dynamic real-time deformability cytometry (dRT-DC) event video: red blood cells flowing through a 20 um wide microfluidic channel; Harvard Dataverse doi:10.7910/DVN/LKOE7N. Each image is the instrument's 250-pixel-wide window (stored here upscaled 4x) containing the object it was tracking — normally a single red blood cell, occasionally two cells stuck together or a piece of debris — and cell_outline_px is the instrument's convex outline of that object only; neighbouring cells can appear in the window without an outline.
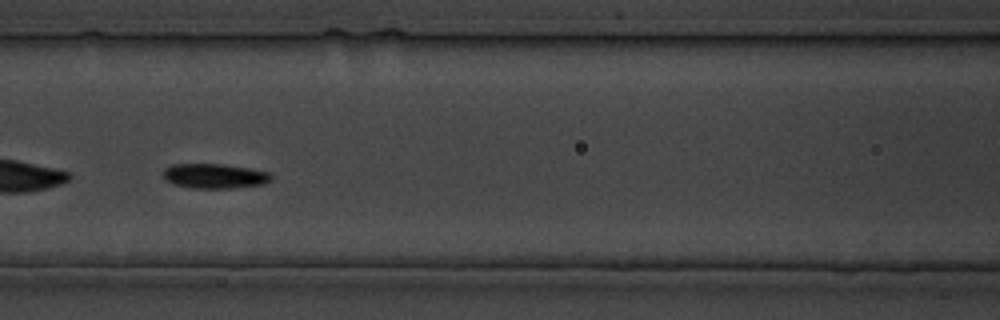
{"species": "common noctule bat (a hibernating species)", "species_latin": "Nyctalus noctula", "temperature_condition": "cold", "stored_images_in_passage": 33, "camera_frame_rate_fps": 3000, "um_per_image_px": 0.085, "animal": {"sex": "male", "body_mass_g": 19.5, "forearm_length_mm": 54.6}, "frame": {"image": 1, "passage_image": 13, "time_ms": 15.0, "image_size_px": [1000, 320], "cell_outline_px": [[272, 180], [264, 184], [232, 188], [192, 188], [172, 184], [164, 180], [164, 168], [172, 164], [224, 164], [252, 168], [272, 172]], "centroid_in_image_um": [18.27, 14.96], "position_along_channel_um": 148.3, "area_um2": 15.9}}